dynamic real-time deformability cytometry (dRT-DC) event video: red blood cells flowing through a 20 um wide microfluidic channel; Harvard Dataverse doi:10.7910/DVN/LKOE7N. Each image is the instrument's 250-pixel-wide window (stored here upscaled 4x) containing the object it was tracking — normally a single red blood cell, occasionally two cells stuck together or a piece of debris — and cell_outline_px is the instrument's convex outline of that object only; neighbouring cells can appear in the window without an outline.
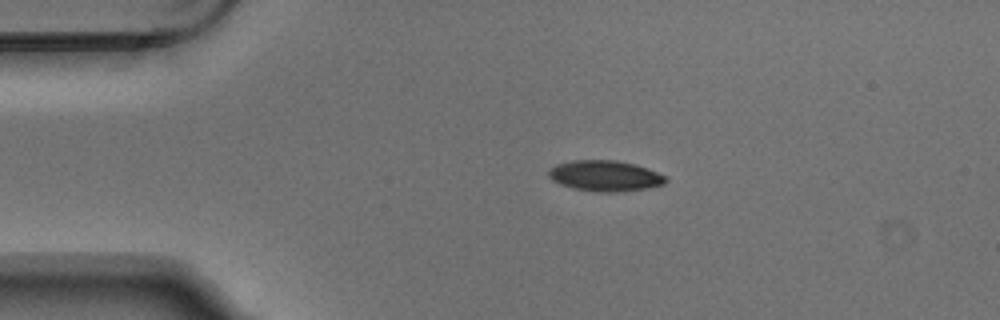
{"species": "Egyptian fruit bat (a non-hibernating species)", "species_latin": "Rousettus aegyptiacus", "temperature_condition": "warm", "stored_images_in_passage": 3, "camera_frame_rate_fps": 3000, "um_per_image_px": 0.085, "animal": {"sex": "male"}, "frame": {"image": 1, "passage_image": 2, "time_ms": 0.333, "image_size_px": [1000, 320], "cell_outline_px": [[668, 180], [664, 184], [648, 188], [620, 192], [596, 192], [572, 188], [560, 184], [552, 180], [548, 176], [548, 168], [556, 164], [572, 160], [616, 160], [636, 164], [648, 168], [668, 176]], "centroid_in_image_um": [51.44, 14.94], "position_along_channel_um": 33.6, "area_um2": 21.39}}